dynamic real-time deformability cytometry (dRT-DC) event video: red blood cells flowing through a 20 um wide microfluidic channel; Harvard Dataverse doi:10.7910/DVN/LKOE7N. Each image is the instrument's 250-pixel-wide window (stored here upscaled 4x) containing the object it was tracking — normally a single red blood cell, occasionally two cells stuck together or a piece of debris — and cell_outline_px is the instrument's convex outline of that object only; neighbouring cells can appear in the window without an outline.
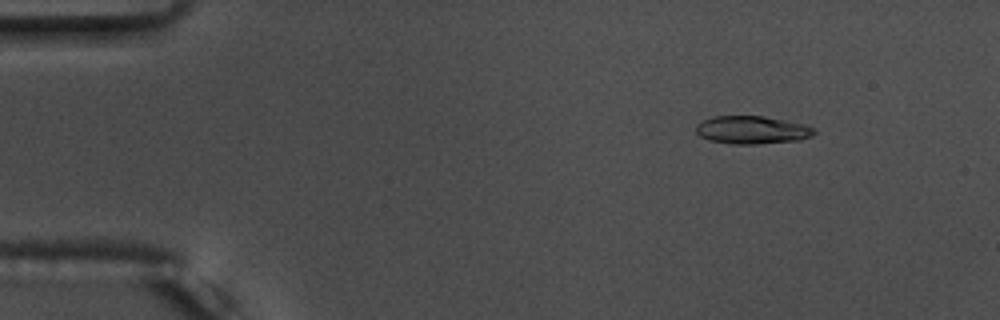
{"species": "common noctule bat (a hibernating species)", "species_latin": "Nyctalus noctula", "temperature_condition": "warm", "stored_images_in_passage": 56, "camera_frame_rate_fps": 3000, "um_per_image_px": 0.085, "animal": {"sex": "male", "body_mass_g": 17.5, "forearm_length_mm": 52.3}, "frame": {"image": 1, "passage_image": 8, "time_ms": 2.333, "image_size_px": [1000, 320], "cell_outline_px": [[816, 132], [812, 136], [800, 140], [756, 144], [732, 144], [708, 140], [700, 136], [696, 132], [696, 124], [712, 116], [764, 116], [804, 124], [816, 128]], "centroid_in_image_um": [63.93, 11.05], "position_along_channel_um": 21.1, "area_um2": 19.36}}
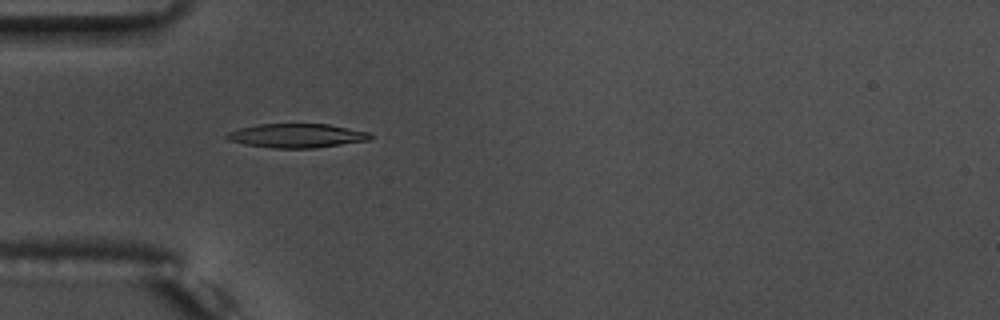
{"frame": {"image": 2, "passage_image": 18, "time_ms": 5.667, "image_size_px": [1000, 320], "cell_outline_px": [[372, 136], [368, 140], [316, 148], [272, 148], [244, 144], [228, 140], [224, 136], [228, 132], [240, 128], [256, 124], [328, 124], [368, 132]], "centroid_in_image_um": [25.17, 11.53], "position_along_channel_um": 59.8, "area_um2": 20.0}}
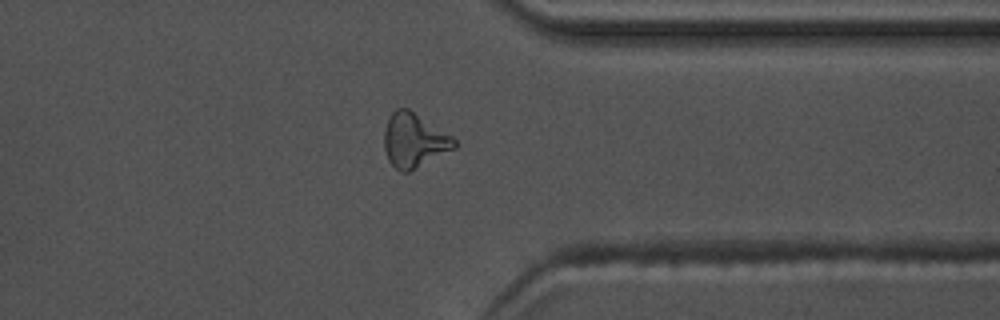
{"frame": {"image": 3, "passage_image": 44, "time_ms": 14.333, "image_size_px": [1000, 320], "cell_outline_px": [[456, 148], [408, 172], [400, 172], [388, 160], [384, 148], [384, 132], [388, 120], [392, 112], [396, 108], [408, 108], [452, 136], [456, 140]], "centroid_in_image_um": [35.19, 11.94], "position_along_channel_um": 376.2, "area_um2": 21.96}, "authors_computed_cell_mechanics": {"area_um2": 19.7387, "velocity_mm_per_s": 3.7435, "shape_relaxation_time_tau1_ms": 6.8832, "shape_relaxation_time_tau2_ms": 3.9488, "deformation_change_tau1": 0.1999, "deformation_change_tau2": 0.1144}}